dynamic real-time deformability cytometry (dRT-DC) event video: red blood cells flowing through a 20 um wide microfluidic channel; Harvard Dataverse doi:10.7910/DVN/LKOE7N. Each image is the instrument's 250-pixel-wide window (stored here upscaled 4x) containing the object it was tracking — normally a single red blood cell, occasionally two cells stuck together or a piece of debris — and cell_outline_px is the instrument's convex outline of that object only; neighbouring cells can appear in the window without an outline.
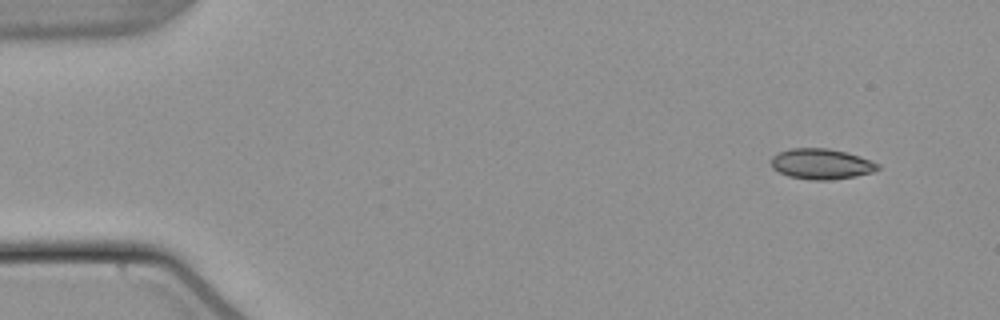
{"species": "common noctule bat (a hibernating species)", "species_latin": "Nyctalus noctula", "temperature_condition": "warm", "stored_images_in_passage": 51, "camera_frame_rate_fps": 3000, "um_per_image_px": 0.085, "animal": {"sex": "male", "body_mass_g": 21.5, "forearm_length_mm": 52.0}, "frame": {"image": 1, "passage_image": 2, "time_ms": 0.333, "image_size_px": [1000, 320], "cell_outline_px": [[880, 168], [872, 172], [856, 176], [828, 180], [812, 180], [788, 176], [772, 168], [772, 156], [780, 152], [792, 148], [828, 148], [844, 152], [880, 164]], "centroid_in_image_um": [69.79, 13.94], "position_along_channel_um": 15.2, "area_um2": 18.67}}
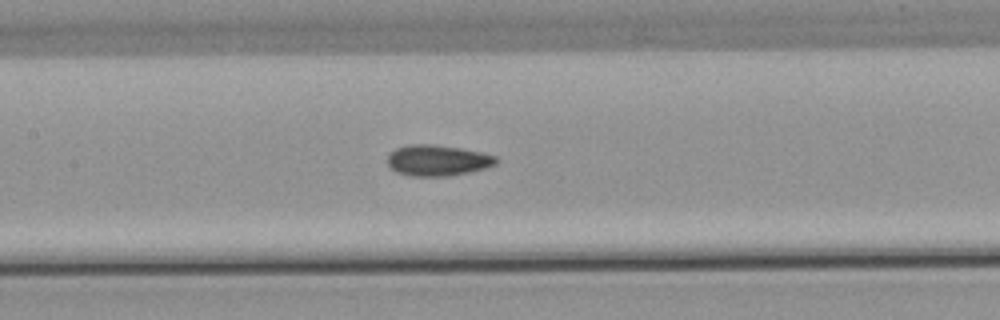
{"frame": {"image": 2, "passage_image": 23, "time_ms": 7.333, "image_size_px": [1000, 320], "cell_outline_px": [[500, 160], [496, 164], [484, 168], [468, 172], [448, 176], [412, 176], [396, 172], [388, 164], [388, 156], [396, 148], [412, 144], [432, 144], [460, 148], [480, 152], [496, 156]], "centroid_in_image_um": [37.21, 13.63], "position_along_channel_um": 170.2, "area_um2": 19.42}}
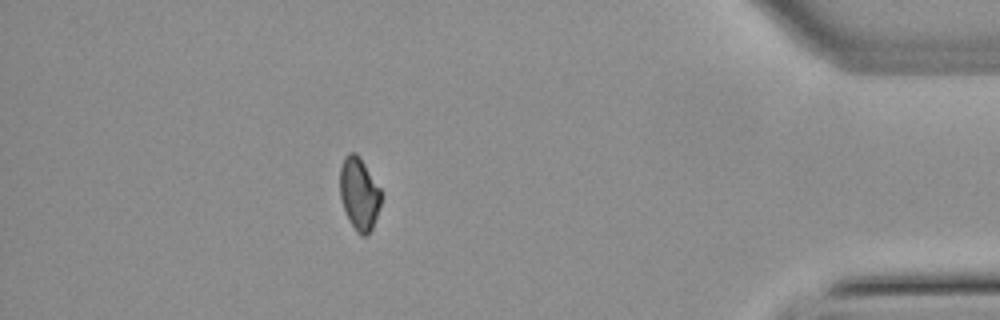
{"frame": {"image": 3, "passage_image": 45, "time_ms": 14.667, "image_size_px": [1000, 320], "cell_outline_px": [[380, 204], [372, 228], [364, 236], [360, 236], [356, 232], [344, 208], [340, 196], [340, 168], [344, 156], [348, 152], [356, 152], [360, 156], [380, 188]], "centroid_in_image_um": [30.51, 16.42], "position_along_channel_um": 404.7, "area_um2": 17.17}, "authors_computed_cell_mechanics": {"area_um2": 18.5538, "velocity_mm_per_s": 3.8322, "shape_relaxation_time_tau1_ms": null, "shape_relaxation_time_tau2_ms": 5.6269, "deformation_change_tau1": null, "deformation_change_tau2": 0.0858}}